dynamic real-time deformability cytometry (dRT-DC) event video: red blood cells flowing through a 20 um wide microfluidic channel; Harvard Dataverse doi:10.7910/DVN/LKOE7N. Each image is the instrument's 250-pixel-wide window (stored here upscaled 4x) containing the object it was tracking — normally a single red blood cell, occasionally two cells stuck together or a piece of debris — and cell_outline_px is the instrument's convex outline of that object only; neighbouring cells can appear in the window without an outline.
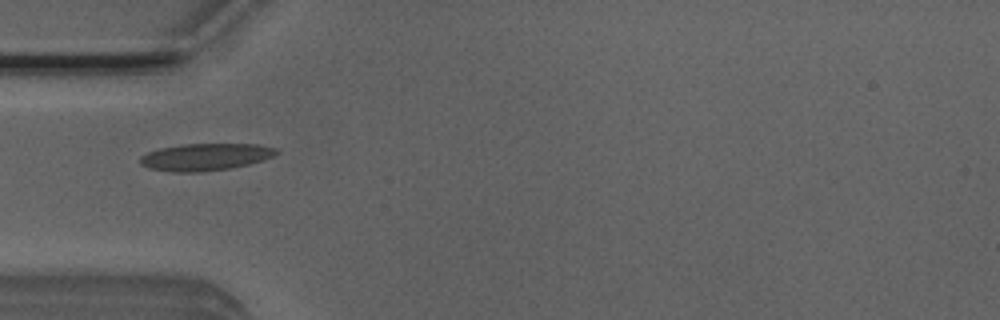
{"species": "Egyptian fruit bat (a non-hibernating species)", "species_latin": "Rousettus aegyptiacus", "temperature_condition": "room temperature", "stored_images_in_passage": 8, "camera_frame_rate_fps": 3000, "um_per_image_px": 0.085, "animal": {"sex": "male"}, "frame": {"image": 1, "passage_image": 5, "time_ms": 1.333, "image_size_px": [1000, 320], "cell_outline_px": [[280, 152], [264, 160], [232, 168], [200, 172], [172, 172], [148, 168], [140, 164], [140, 156], [148, 152], [160, 148], [180, 144], [260, 144], [276, 148]], "centroid_in_image_um": [17.46, 13.34], "position_along_channel_um": 67.5, "area_um2": 21.68}}
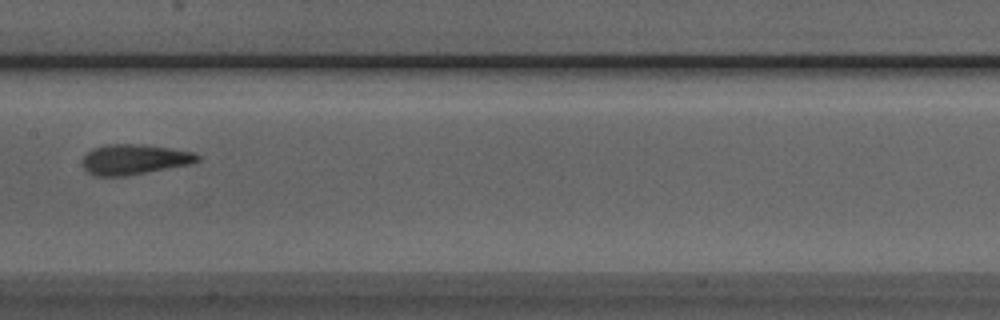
{"frame": {"image": 2, "passage_image": 8, "time_ms": 2.333, "image_size_px": [1000, 320], "cell_outline_px": [[200, 160], [188, 164], [148, 172], [124, 176], [96, 176], [88, 172], [84, 168], [84, 156], [92, 148], [104, 144], [140, 144], [168, 148], [192, 152], [200, 156]], "centroid_in_image_um": [11.39, 13.54], "position_along_channel_um": 196.0, "area_um2": 20.0}}